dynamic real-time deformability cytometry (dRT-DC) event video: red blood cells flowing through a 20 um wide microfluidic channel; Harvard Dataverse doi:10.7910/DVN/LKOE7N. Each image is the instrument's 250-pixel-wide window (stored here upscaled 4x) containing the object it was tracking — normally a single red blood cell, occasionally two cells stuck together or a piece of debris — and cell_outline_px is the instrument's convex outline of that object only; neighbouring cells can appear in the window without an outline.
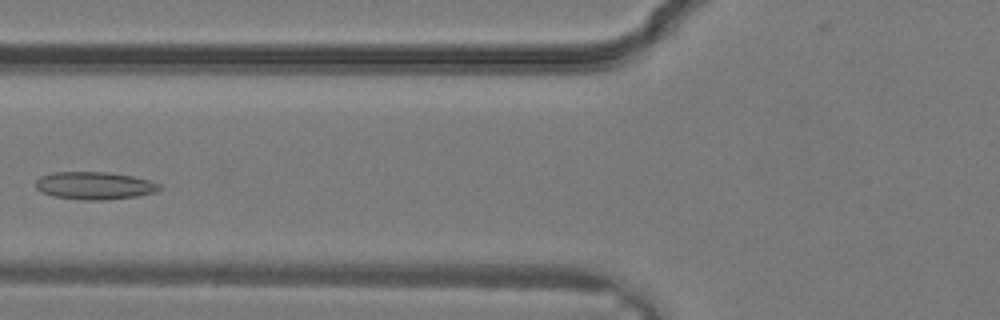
{"species": "common noctule bat (a hibernating species)", "species_latin": "Nyctalus noctula", "temperature_condition": "warm", "stored_images_in_passage": 25, "camera_frame_rate_fps": 3000, "um_per_image_px": 0.085, "animal": {"sex": "male", "body_mass_g": 19.2, "forearm_length_mm": 51.8}, "frame": {"image": 1, "passage_image": 9, "time_ms": 2.667, "image_size_px": [1000, 320], "cell_outline_px": [[160, 188], [156, 192], [136, 196], [100, 200], [88, 200], [52, 196], [36, 188], [36, 180], [40, 176], [52, 172], [104, 172], [132, 176], [148, 180], [160, 184]], "centroid_in_image_um": [8.01, 15.77], "position_along_channel_um": 117.8, "area_um2": 19.65}}
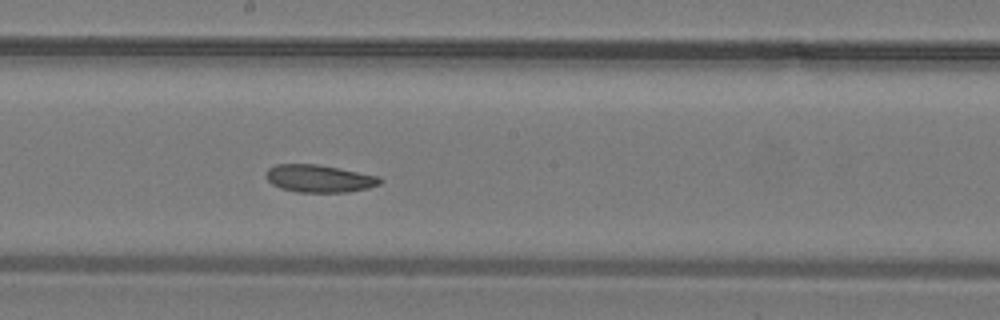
{"frame": {"image": 2, "passage_image": 14, "time_ms": 4.333, "image_size_px": [1000, 320], "cell_outline_px": [[384, 180], [380, 184], [368, 188], [348, 192], [296, 192], [280, 188], [272, 184], [264, 176], [264, 172], [268, 168], [276, 164], [316, 164], [380, 176]], "centroid_in_image_um": [27.11, 15.18], "position_along_channel_um": 221.1, "area_um2": 18.44}}
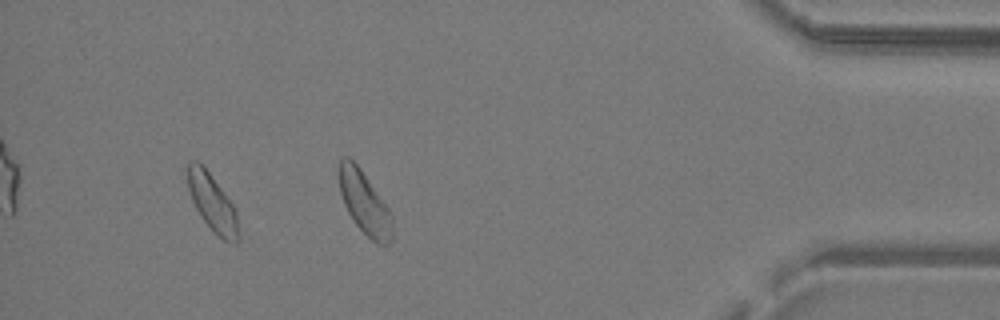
{"frame": {"image": 3, "passage_image": 25, "time_ms": 8.0, "image_size_px": [1000, 320], "cell_outline_px": [[240, 240], [236, 244], [224, 240], [204, 220], [196, 208], [192, 200], [188, 188], [184, 168], [188, 160], [196, 160], [208, 172], [232, 204], [236, 212], [240, 236]], "centroid_in_image_um": [18.01, 17.19], "position_along_channel_um": 417.2, "area_um2": 16.76}}